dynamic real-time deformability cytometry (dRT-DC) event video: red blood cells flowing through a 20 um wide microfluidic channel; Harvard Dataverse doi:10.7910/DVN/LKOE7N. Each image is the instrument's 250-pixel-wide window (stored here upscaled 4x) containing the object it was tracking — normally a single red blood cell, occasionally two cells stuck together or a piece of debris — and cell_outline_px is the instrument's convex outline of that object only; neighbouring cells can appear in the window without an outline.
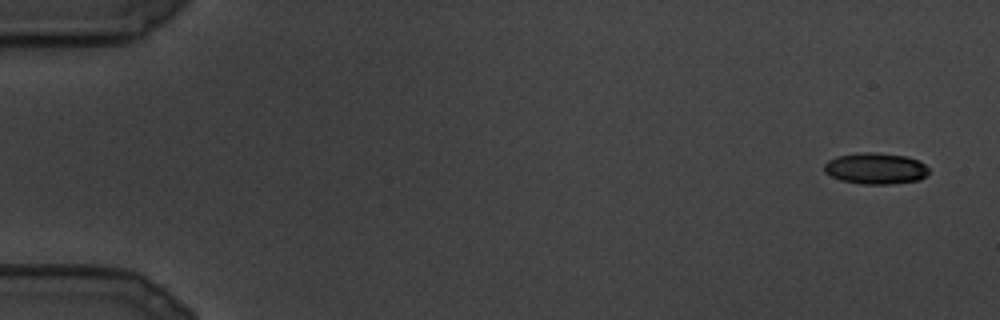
{"species": "common noctule bat (a hibernating species)", "species_latin": "Nyctalus noctula", "temperature_condition": "cold", "stored_images_in_passage": 102, "camera_frame_rate_fps": 3000, "um_per_image_px": 0.085, "animal": {"sex": "male", "body_mass_g": 19.5, "forearm_length_mm": 54.6}, "frame": {"image": 1, "passage_image": 1, "time_ms": 0.0, "image_size_px": [1000, 320], "cell_outline_px": [[928, 172], [920, 180], [888, 184], [860, 184], [840, 180], [824, 172], [824, 164], [828, 160], [836, 156], [864, 152], [876, 152], [908, 156], [920, 160], [928, 168]], "centroid_in_image_um": [74.42, 14.31], "position_along_channel_um": 10.6, "area_um2": 19.19}}
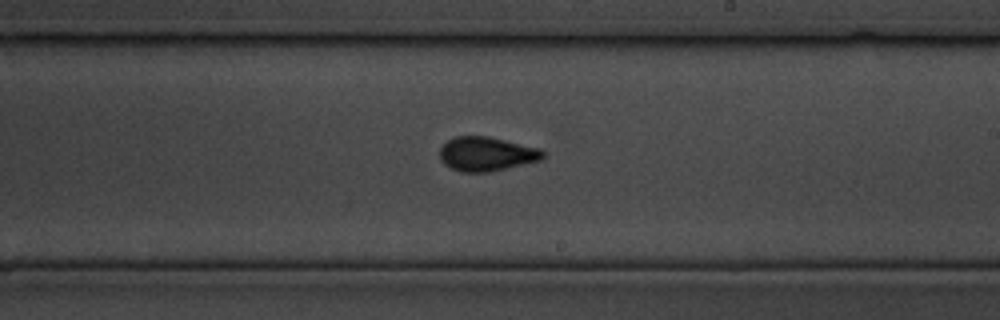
{"frame": {"image": 2, "passage_image": 59, "time_ms": 19.333, "image_size_px": [1000, 320], "cell_outline_px": [[544, 156], [540, 160], [488, 172], [460, 172], [444, 164], [440, 160], [440, 148], [448, 140], [456, 136], [488, 136], [540, 148], [544, 152]], "centroid_in_image_um": [41.33, 13.08], "position_along_channel_um": 247.7, "area_um2": 20.4}}
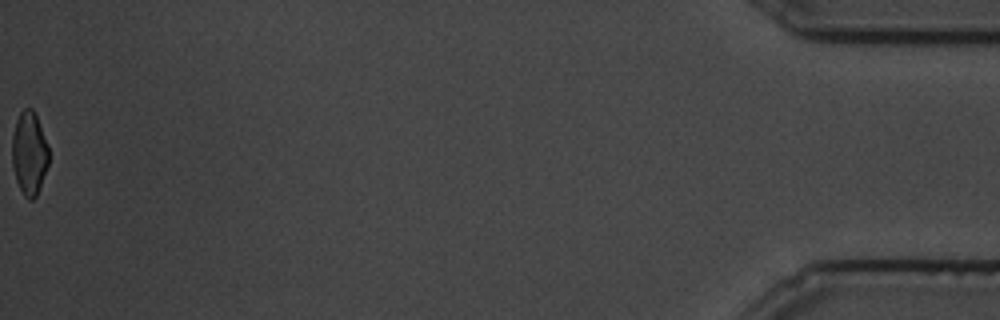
{"frame": {"image": 3, "passage_image": 102, "time_ms": 33.667, "image_size_px": [1000, 320], "cell_outline_px": [[48, 164], [36, 196], [32, 200], [28, 200], [24, 196], [16, 180], [12, 164], [12, 136], [16, 120], [20, 112], [24, 108], [32, 108], [36, 116], [48, 144]], "centroid_in_image_um": [2.47, 13.02], "position_along_channel_um": 432.7, "area_um2": 17.69}}